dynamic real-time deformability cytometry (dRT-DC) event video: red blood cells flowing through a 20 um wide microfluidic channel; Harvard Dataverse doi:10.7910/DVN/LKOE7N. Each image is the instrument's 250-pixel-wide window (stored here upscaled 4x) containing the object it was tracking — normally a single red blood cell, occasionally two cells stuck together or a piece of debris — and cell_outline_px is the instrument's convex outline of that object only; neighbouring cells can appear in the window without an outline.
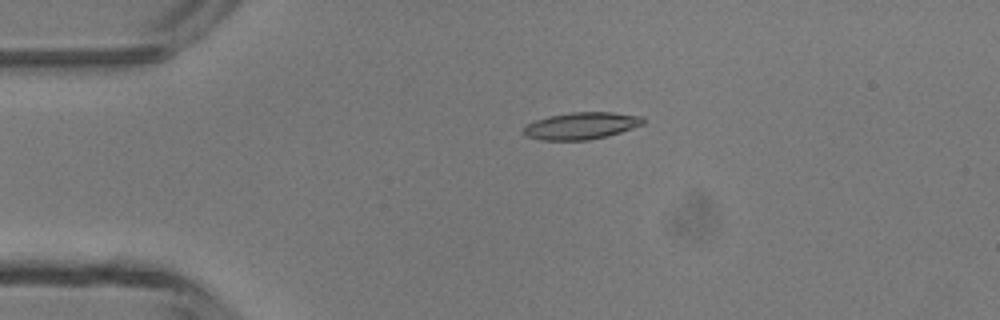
{"species": "common noctule bat (a hibernating species)", "species_latin": "Nyctalus noctula", "temperature_condition": "room temperature", "stored_images_in_passage": 46, "camera_frame_rate_fps": 3000, "um_per_image_px": 0.085, "animal": {"sex": "male", "body_mass_g": 13.3}, "frame": {"image": 1, "passage_image": 10, "time_ms": 3.0, "image_size_px": [1000, 320], "cell_outline_px": [[644, 124], [608, 136], [588, 140], [540, 140], [524, 136], [520, 132], [524, 124], [548, 116], [572, 112], [612, 112], [644, 116]], "centroid_in_image_um": [49.35, 10.69], "position_along_channel_um": 35.7, "area_um2": 19.13}}
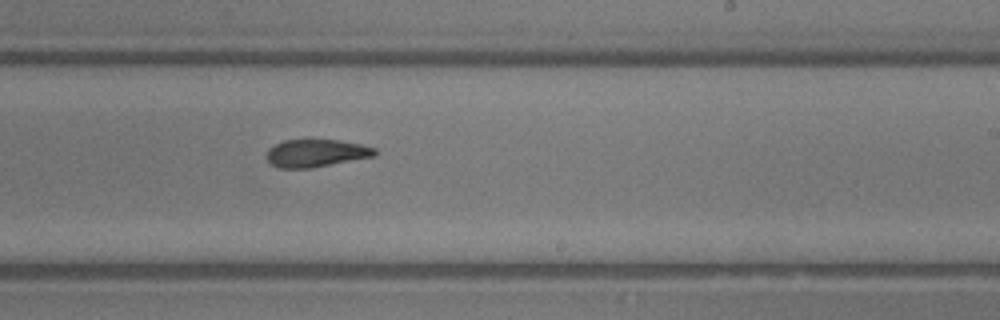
{"frame": {"image": 2, "passage_image": 28, "time_ms": 9.0, "image_size_px": [1000, 320], "cell_outline_px": [[376, 156], [312, 168], [280, 168], [272, 164], [268, 160], [268, 148], [284, 140], [308, 136], [340, 140], [360, 144], [376, 148]], "centroid_in_image_um": [26.88, 12.96], "position_along_channel_um": 262.1, "area_um2": 18.15}}
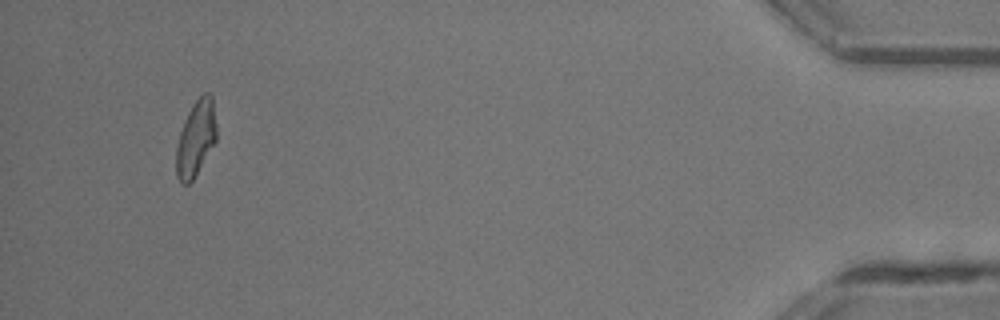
{"frame": {"image": 3, "passage_image": 44, "time_ms": 14.333, "image_size_px": [1000, 320], "cell_outline_px": [[216, 140], [192, 180], [188, 184], [180, 184], [176, 176], [176, 148], [180, 132], [184, 120], [188, 112], [196, 100], [204, 92], [208, 92], [212, 96], [216, 124]], "centroid_in_image_um": [16.63, 11.76], "position_along_channel_um": 418.6, "area_um2": 17.57}, "authors_computed_cell_mechanics": {"area_um2": 18.2648, "velocity_mm_per_s": 4.4027, "shape_relaxation_time_tau1_ms": 3.7554, "shape_relaxation_time_tau2_ms": 1.7417, "deformation_change_tau1": 0.1509, "deformation_change_tau2": 0.0883}}